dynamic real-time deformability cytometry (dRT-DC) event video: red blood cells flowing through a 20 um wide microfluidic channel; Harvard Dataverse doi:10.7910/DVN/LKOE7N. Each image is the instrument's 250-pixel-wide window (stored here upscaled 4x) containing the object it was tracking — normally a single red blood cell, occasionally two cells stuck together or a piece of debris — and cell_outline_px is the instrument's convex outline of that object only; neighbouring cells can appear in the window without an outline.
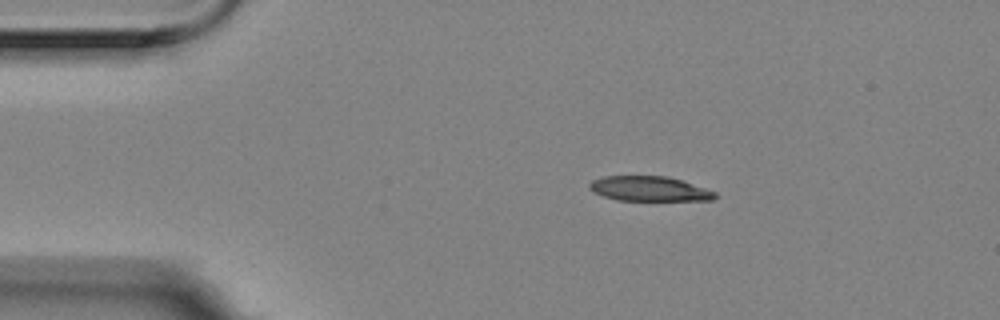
{"species": "Egyptian fruit bat (a non-hibernating species)", "species_latin": "Rousettus aegyptiacus", "temperature_condition": "room temperature", "stored_images_in_passage": 7, "camera_frame_rate_fps": 3000, "um_per_image_px": 0.085, "animal": {"sex": "female"}, "frame": {"image": 1, "passage_image": 1, "time_ms": 0.0, "image_size_px": [1000, 320], "cell_outline_px": [[716, 196], [712, 200], [616, 200], [592, 192], [588, 188], [588, 184], [592, 180], [604, 176], [668, 176], [716, 192]], "centroid_in_image_um": [55.13, 16.04], "position_along_channel_um": 29.9, "area_um2": 18.03}}
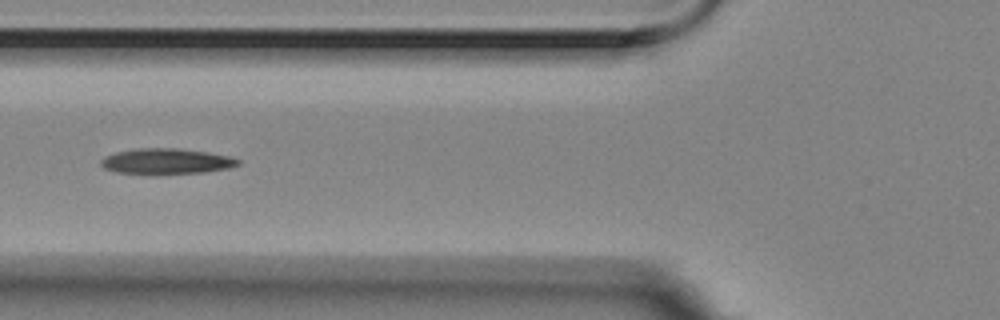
{"frame": {"image": 2, "passage_image": 4, "time_ms": 1.0, "image_size_px": [1000, 320], "cell_outline_px": [[240, 164], [228, 168], [204, 172], [116, 172], [104, 168], [100, 164], [100, 160], [104, 156], [116, 152], [140, 148], [180, 148], [208, 152], [228, 156], [240, 160]], "centroid_in_image_um": [14.14, 13.67], "position_along_channel_um": 111.7, "area_um2": 19.77}}
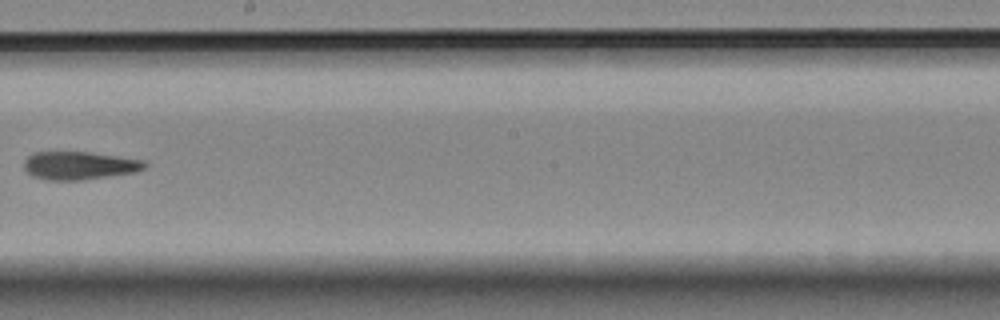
{"frame": {"image": 3, "passage_image": 7, "time_ms": 2.0, "image_size_px": [1000, 320], "cell_outline_px": [[148, 164], [144, 168], [136, 172], [84, 180], [44, 180], [32, 176], [24, 168], [24, 160], [32, 152], [88, 152], [144, 160]], "centroid_in_image_um": [6.73, 14.08], "position_along_channel_um": 241.5, "area_um2": 19.83}}